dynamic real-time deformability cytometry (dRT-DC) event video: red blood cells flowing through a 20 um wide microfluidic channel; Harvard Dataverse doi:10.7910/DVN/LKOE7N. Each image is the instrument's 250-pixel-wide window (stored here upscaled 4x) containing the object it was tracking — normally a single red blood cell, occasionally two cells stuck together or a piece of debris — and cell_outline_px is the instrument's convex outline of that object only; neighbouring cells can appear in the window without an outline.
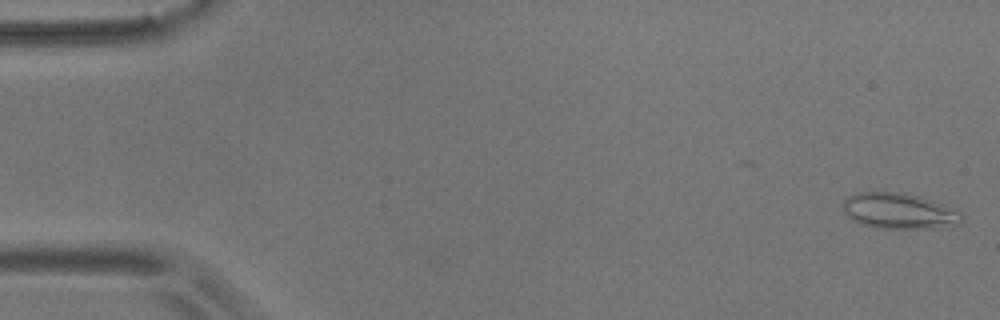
{"species": "common noctule bat (a hibernating species)", "species_latin": "Nyctalus noctula", "temperature_condition": "room temperature", "stored_images_in_passage": 43, "camera_frame_rate_fps": 3000, "um_per_image_px": 0.085, "animal": {"sex": "male", "body_mass_g": 17.9}, "frame": {"image": 1, "passage_image": 2, "time_ms": 0.333, "image_size_px": [1000, 320], "cell_outline_px": [[964, 220], [960, 224], [936, 228], [872, 228], [860, 224], [852, 220], [844, 212], [840, 204], [848, 196], [856, 192], [900, 192], [916, 196], [940, 204], [960, 212], [964, 216]], "centroid_in_image_um": [76.36, 17.95], "position_along_channel_um": 8.6, "area_um2": 24.8}}
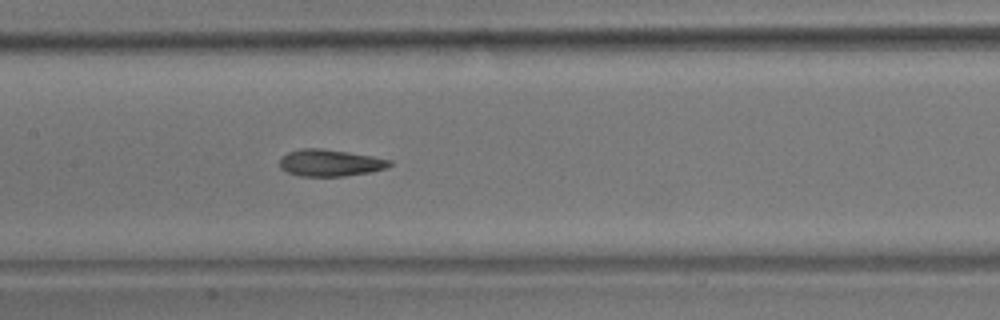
{"frame": {"image": 2, "passage_image": 27, "time_ms": 8.667, "image_size_px": [1000, 320], "cell_outline_px": [[392, 164], [384, 168], [372, 172], [344, 176], [300, 176], [288, 172], [280, 168], [280, 160], [288, 152], [300, 148], [320, 148], [348, 152], [372, 156], [392, 160]], "centroid_in_image_um": [28.06, 13.84], "position_along_channel_um": 179.3, "area_um2": 17.11}}
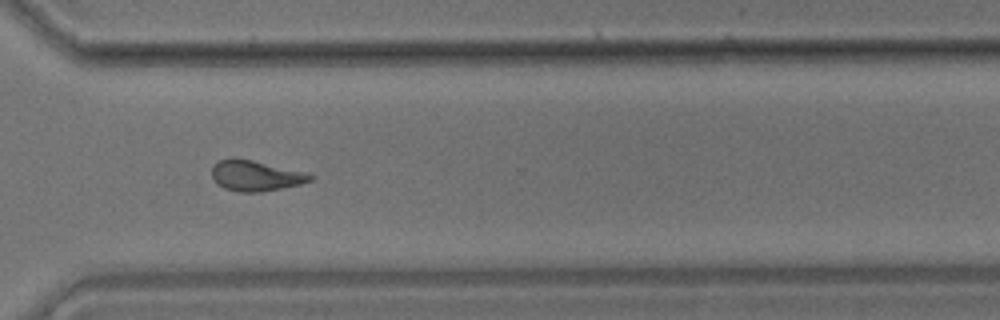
{"frame": {"image": 3, "passage_image": 41, "time_ms": 13.333, "image_size_px": [1000, 320], "cell_outline_px": [[312, 180], [300, 184], [260, 192], [240, 192], [224, 188], [216, 184], [212, 176], [212, 164], [220, 160], [232, 156], [252, 160], [300, 172], [312, 176]], "centroid_in_image_um": [21.61, 14.93], "position_along_channel_um": 349.0, "area_um2": 17.22}, "authors_computed_cell_mechanics": {"area_um2": 17.918, "velocity_mm_per_s": 3.6333, "shape_relaxation_time_tau1_ms": 7.5939, "shape_relaxation_time_tau2_ms": 2.5413, "deformation_change_tau1": 0.2001, "deformation_change_tau2": 0.099}}